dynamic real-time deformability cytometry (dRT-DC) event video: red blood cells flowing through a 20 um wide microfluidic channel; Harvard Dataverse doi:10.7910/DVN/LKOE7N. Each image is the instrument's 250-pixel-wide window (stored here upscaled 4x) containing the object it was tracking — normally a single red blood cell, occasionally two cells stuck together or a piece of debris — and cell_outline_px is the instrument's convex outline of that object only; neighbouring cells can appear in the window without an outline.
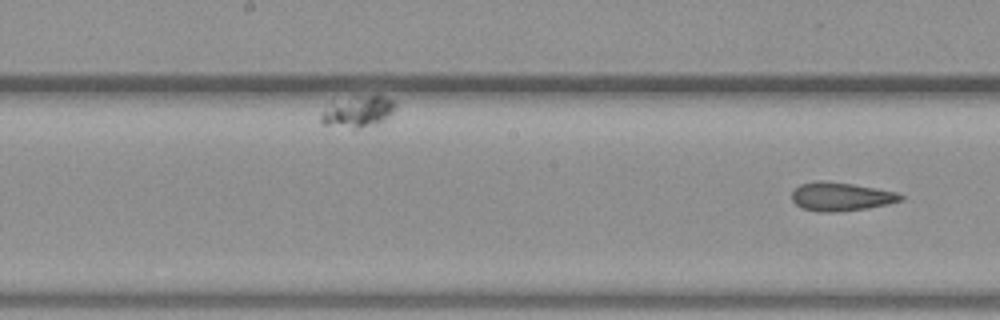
{"species": "common noctule bat (a hibernating species)", "species_latin": "Nyctalus noctula", "temperature_condition": "warm", "stored_images_in_passage": 33, "segment_of_instrument_passage": [2, 2], "camera_frame_rate_fps": 3000, "um_per_image_px": 0.085, "animal": {"sex": "female", "body_mass_g": 19.3, "forearm_length_mm": 54.1}, "frame": {"image": 1, "passage_image": 33, "time_ms": 10.667, "image_size_px": [1000, 320], "cell_outline_px": [[904, 200], [888, 204], [868, 208], [832, 212], [816, 212], [804, 208], [796, 204], [792, 200], [792, 192], [800, 184], [816, 180], [824, 180], [852, 184], [896, 192], [904, 196]], "centroid_in_image_um": [71.47, 16.71], "position_along_channel_um": 176.7, "area_um2": 18.09}}